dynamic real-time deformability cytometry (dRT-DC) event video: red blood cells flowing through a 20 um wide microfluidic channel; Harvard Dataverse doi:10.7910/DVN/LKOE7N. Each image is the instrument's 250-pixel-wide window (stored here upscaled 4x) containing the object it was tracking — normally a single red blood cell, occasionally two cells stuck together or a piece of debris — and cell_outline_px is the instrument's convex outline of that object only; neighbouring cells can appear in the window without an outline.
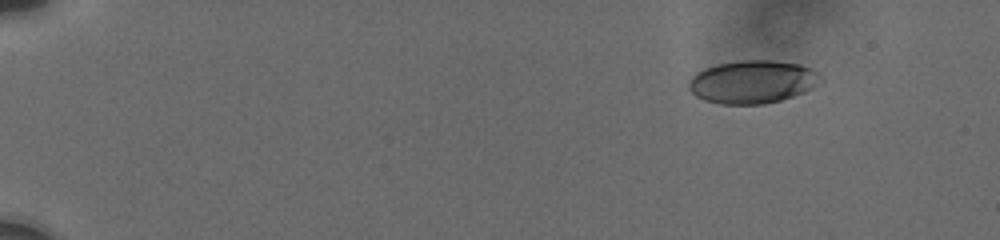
{"species": "human", "species_latin": "Homo sapiens", "temperature_condition": "cold", "stored_images_in_passage": 34, "camera_frame_rate_fps": 3000, "um_per_image_px": 0.085, "donor": {"sex": "male"}, "frame": {"image": 1, "passage_image": 1, "time_ms": 0.0, "image_size_px": [1000, 240], "cell_outline_px": [[820, 76], [812, 88], [792, 96], [780, 100], [764, 104], [720, 104], [704, 100], [696, 96], [688, 88], [688, 80], [696, 72], [704, 68], [716, 64], [740, 60], [772, 60], [800, 64], [816, 72]], "centroid_in_image_um": [63.88, 6.95], "position_along_channel_um": 21.1, "area_um2": 32.83}}
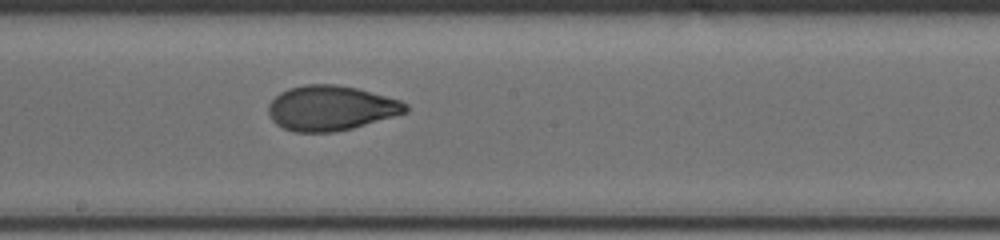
{"frame": {"image": 2, "passage_image": 20, "time_ms": 9.0, "image_size_px": [1000, 240], "cell_outline_px": [[408, 112], [352, 128], [332, 132], [296, 132], [284, 128], [276, 124], [272, 120], [268, 112], [268, 104], [280, 92], [288, 88], [304, 84], [336, 84], [356, 88], [400, 100], [408, 104]], "centroid_in_image_um": [28.11, 9.18], "position_along_channel_um": 220.1, "area_um2": 35.84}}
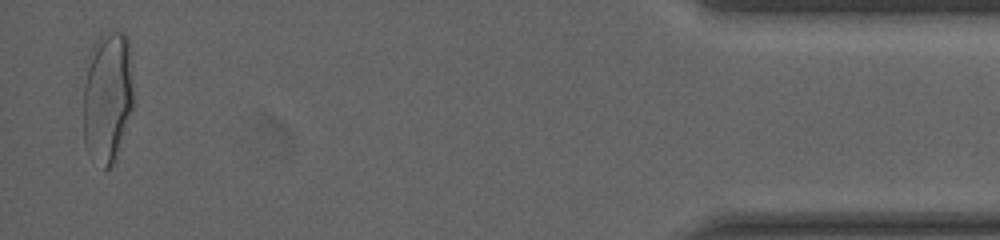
{"frame": {"image": 3, "passage_image": 34, "time_ms": 16.333, "image_size_px": [1000, 240], "cell_outline_px": [[132, 108], [112, 164], [104, 172], [88, 152], [84, 144], [84, 84], [92, 48], [96, 40], [104, 32], [124, 32], [128, 36], [132, 96]], "centroid_in_image_um": [9.11, 8.24], "position_along_channel_um": 426.1, "area_um2": 37.69}, "authors_computed_cell_mechanics": {"area_um2": 35.3736, "velocity_mm_per_s": 3.761, "shape_relaxation_time_tau1_ms": 5.3216, "shape_relaxation_time_tau2_ms": 0.9462, "deformation_change_tau1": 0.1698, "deformation_change_tau2": 0.0526}}